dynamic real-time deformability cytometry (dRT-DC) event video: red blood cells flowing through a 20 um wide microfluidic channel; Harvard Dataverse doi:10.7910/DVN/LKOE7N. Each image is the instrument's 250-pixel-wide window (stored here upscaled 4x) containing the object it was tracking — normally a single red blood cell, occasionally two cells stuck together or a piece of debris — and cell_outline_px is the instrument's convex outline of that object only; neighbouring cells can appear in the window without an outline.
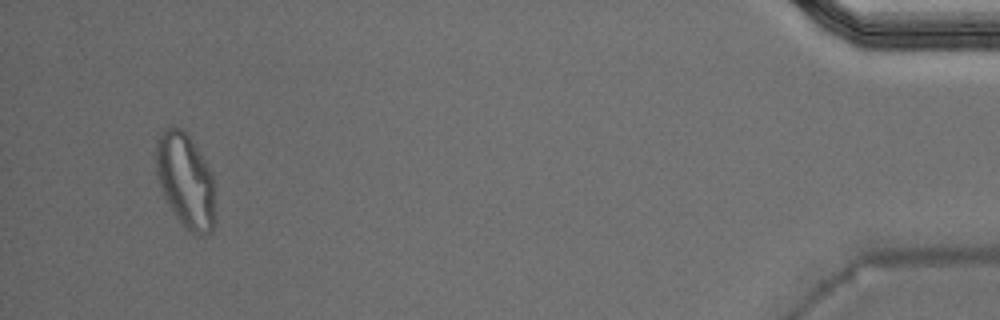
{"species": "Egyptian fruit bat (a non-hibernating species)", "species_latin": "Rousettus aegyptiacus", "temperature_condition": "warm", "stored_images_in_passage": 41, "segment_of_instrument_passage": [2, 2], "camera_frame_rate_fps": 3000, "um_per_image_px": 0.085, "animal": {"sex": "male"}, "frame": {"image": 1, "passage_image": 39, "time_ms": 12.667, "image_size_px": [1000, 320], "cell_outline_px": [[216, 220], [212, 232], [204, 236], [196, 236], [172, 212], [164, 196], [156, 172], [156, 144], [160, 132], [168, 124], [172, 124], [188, 132], [212, 172]], "centroid_in_image_um": [15.79, 15.31], "position_along_channel_um": 419.4, "area_um2": 33.18}}